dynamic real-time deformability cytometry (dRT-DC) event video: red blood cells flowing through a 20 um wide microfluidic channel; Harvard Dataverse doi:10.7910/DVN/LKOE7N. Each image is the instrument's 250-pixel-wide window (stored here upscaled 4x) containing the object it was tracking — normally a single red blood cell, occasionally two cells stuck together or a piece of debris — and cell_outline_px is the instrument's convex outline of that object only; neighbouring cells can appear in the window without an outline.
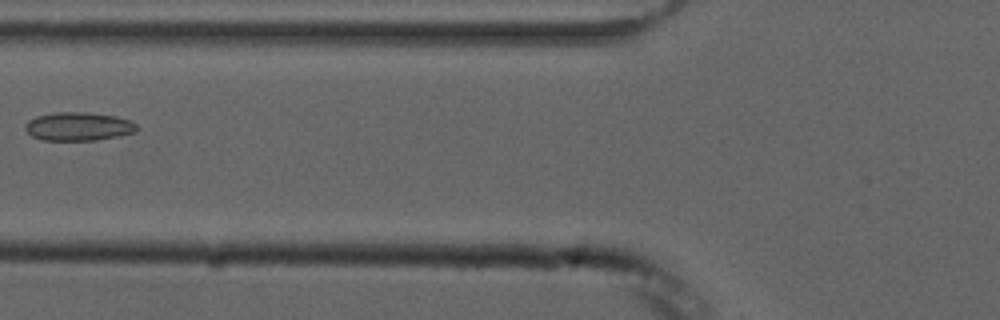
{"species": "common noctule bat (a hibernating species)", "species_latin": "Nyctalus noctula", "temperature_condition": "cold", "stored_images_in_passage": 6, "camera_frame_rate_fps": 3000, "um_per_image_px": 0.085, "animal": {"sex": "male", "forearm_length_mm": 52.5}, "frame": {"image": 1, "passage_image": 5, "time_ms": 5.333, "image_size_px": [1000, 320], "cell_outline_px": [[140, 128], [136, 132], [120, 136], [96, 140], [40, 140], [32, 136], [24, 128], [24, 124], [28, 120], [36, 116], [56, 112], [88, 112], [116, 116], [128, 120], [136, 124]], "centroid_in_image_um": [6.67, 10.75], "position_along_channel_um": 119.1, "area_um2": 18.73}}
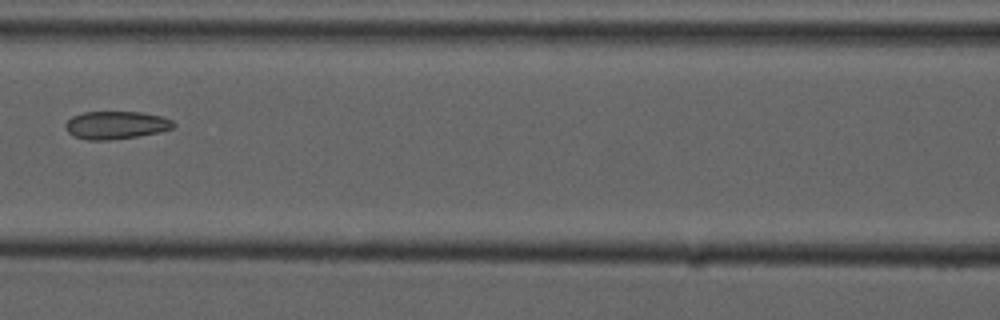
{"frame": {"image": 2, "passage_image": 6, "time_ms": 6.333, "image_size_px": [1000, 320], "cell_outline_px": [[176, 128], [160, 132], [136, 136], [108, 140], [88, 140], [76, 136], [68, 132], [64, 124], [72, 116], [84, 112], [140, 112], [160, 116], [172, 120], [176, 124]], "centroid_in_image_um": [9.89, 10.63], "position_along_channel_um": 156.7, "area_um2": 17.46}}